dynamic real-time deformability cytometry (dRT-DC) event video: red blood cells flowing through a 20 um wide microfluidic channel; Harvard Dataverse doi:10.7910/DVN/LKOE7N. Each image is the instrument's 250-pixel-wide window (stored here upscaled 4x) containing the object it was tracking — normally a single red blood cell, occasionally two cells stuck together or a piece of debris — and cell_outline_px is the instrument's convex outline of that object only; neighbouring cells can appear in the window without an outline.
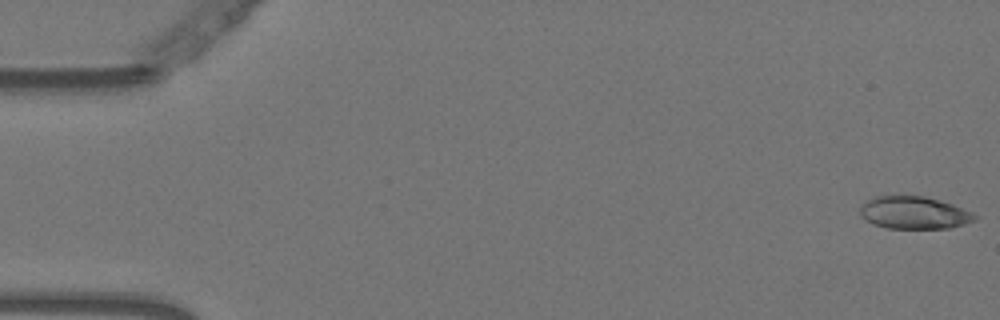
{"species": "Egyptian fruit bat (a non-hibernating species)", "species_latin": "Rousettus aegyptiacus", "temperature_condition": "warm", "stored_images_in_passage": 17, "camera_frame_rate_fps": 3000, "um_per_image_px": 0.085, "animal": {"sex": "female"}, "frame": {"image": 1, "passage_image": 1, "time_ms": 0.0, "image_size_px": [1000, 320], "cell_outline_px": [[980, 216], [976, 220], [964, 224], [948, 228], [888, 228], [872, 224], [860, 216], [860, 208], [868, 200], [876, 196], [924, 196], [940, 200], [952, 204], [972, 212]], "centroid_in_image_um": [77.72, 18.09], "position_along_channel_um": 7.3, "area_um2": 21.68}}
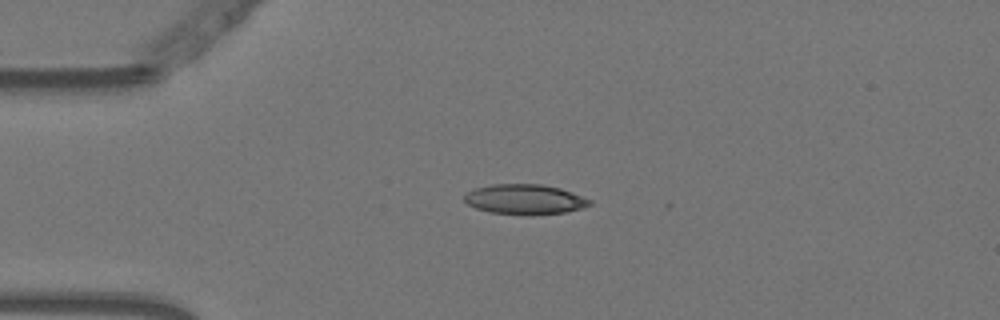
{"frame": {"image": 2, "passage_image": 13, "time_ms": 4.0, "image_size_px": [1000, 320], "cell_outline_px": [[592, 204], [584, 208], [568, 212], [528, 216], [524, 216], [488, 212], [476, 208], [468, 204], [464, 200], [464, 196], [468, 192], [476, 188], [492, 184], [540, 184], [560, 188], [572, 192], [592, 200]], "centroid_in_image_um": [44.64, 16.97], "position_along_channel_um": 40.4, "area_um2": 22.31}}